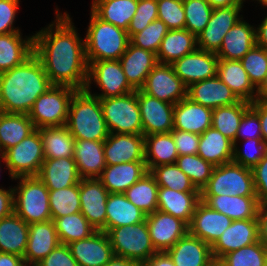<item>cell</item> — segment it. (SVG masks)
<instances>
[{"label": "cell", "mask_w": 267, "mask_h": 266, "mask_svg": "<svg viewBox=\"0 0 267 266\" xmlns=\"http://www.w3.org/2000/svg\"><path fill=\"white\" fill-rule=\"evenodd\" d=\"M146 216L124 193H109L106 201V233L111 228L143 222Z\"/></svg>", "instance_id": "obj_35"}, {"label": "cell", "mask_w": 267, "mask_h": 266, "mask_svg": "<svg viewBox=\"0 0 267 266\" xmlns=\"http://www.w3.org/2000/svg\"><path fill=\"white\" fill-rule=\"evenodd\" d=\"M66 127L74 139L105 141L110 134L100 99L85 89L74 93Z\"/></svg>", "instance_id": "obj_3"}, {"label": "cell", "mask_w": 267, "mask_h": 266, "mask_svg": "<svg viewBox=\"0 0 267 266\" xmlns=\"http://www.w3.org/2000/svg\"><path fill=\"white\" fill-rule=\"evenodd\" d=\"M106 165L145 162L143 134L110 133L104 141Z\"/></svg>", "instance_id": "obj_19"}, {"label": "cell", "mask_w": 267, "mask_h": 266, "mask_svg": "<svg viewBox=\"0 0 267 266\" xmlns=\"http://www.w3.org/2000/svg\"><path fill=\"white\" fill-rule=\"evenodd\" d=\"M5 165L11 178L37 176L45 160L42 140L35 129L20 143L9 148L5 153Z\"/></svg>", "instance_id": "obj_10"}, {"label": "cell", "mask_w": 267, "mask_h": 266, "mask_svg": "<svg viewBox=\"0 0 267 266\" xmlns=\"http://www.w3.org/2000/svg\"><path fill=\"white\" fill-rule=\"evenodd\" d=\"M251 103L240 100L236 104L212 109V127L220 131L235 145V138L244 113Z\"/></svg>", "instance_id": "obj_43"}, {"label": "cell", "mask_w": 267, "mask_h": 266, "mask_svg": "<svg viewBox=\"0 0 267 266\" xmlns=\"http://www.w3.org/2000/svg\"><path fill=\"white\" fill-rule=\"evenodd\" d=\"M55 12L54 22L33 35L34 54L53 85L84 90L88 76L85 40L79 36L69 14L58 9Z\"/></svg>", "instance_id": "obj_1"}, {"label": "cell", "mask_w": 267, "mask_h": 266, "mask_svg": "<svg viewBox=\"0 0 267 266\" xmlns=\"http://www.w3.org/2000/svg\"><path fill=\"white\" fill-rule=\"evenodd\" d=\"M157 196V210L173 215L188 225L192 220L197 204L201 201L200 192H181L160 186Z\"/></svg>", "instance_id": "obj_32"}, {"label": "cell", "mask_w": 267, "mask_h": 266, "mask_svg": "<svg viewBox=\"0 0 267 266\" xmlns=\"http://www.w3.org/2000/svg\"><path fill=\"white\" fill-rule=\"evenodd\" d=\"M146 224L157 252L167 251L189 232L185 221L160 210L147 215Z\"/></svg>", "instance_id": "obj_18"}, {"label": "cell", "mask_w": 267, "mask_h": 266, "mask_svg": "<svg viewBox=\"0 0 267 266\" xmlns=\"http://www.w3.org/2000/svg\"><path fill=\"white\" fill-rule=\"evenodd\" d=\"M14 213V188L0 187V220Z\"/></svg>", "instance_id": "obj_61"}, {"label": "cell", "mask_w": 267, "mask_h": 266, "mask_svg": "<svg viewBox=\"0 0 267 266\" xmlns=\"http://www.w3.org/2000/svg\"><path fill=\"white\" fill-rule=\"evenodd\" d=\"M20 0H0V35L21 32L14 27Z\"/></svg>", "instance_id": "obj_57"}, {"label": "cell", "mask_w": 267, "mask_h": 266, "mask_svg": "<svg viewBox=\"0 0 267 266\" xmlns=\"http://www.w3.org/2000/svg\"><path fill=\"white\" fill-rule=\"evenodd\" d=\"M166 252L175 266H210L215 262L211 246L189 232Z\"/></svg>", "instance_id": "obj_24"}, {"label": "cell", "mask_w": 267, "mask_h": 266, "mask_svg": "<svg viewBox=\"0 0 267 266\" xmlns=\"http://www.w3.org/2000/svg\"><path fill=\"white\" fill-rule=\"evenodd\" d=\"M34 130L29 115L0 111V152L4 154Z\"/></svg>", "instance_id": "obj_41"}, {"label": "cell", "mask_w": 267, "mask_h": 266, "mask_svg": "<svg viewBox=\"0 0 267 266\" xmlns=\"http://www.w3.org/2000/svg\"><path fill=\"white\" fill-rule=\"evenodd\" d=\"M0 266H26L23 257L0 252Z\"/></svg>", "instance_id": "obj_65"}, {"label": "cell", "mask_w": 267, "mask_h": 266, "mask_svg": "<svg viewBox=\"0 0 267 266\" xmlns=\"http://www.w3.org/2000/svg\"><path fill=\"white\" fill-rule=\"evenodd\" d=\"M240 62L250 82L257 89L267 75V49L255 44Z\"/></svg>", "instance_id": "obj_51"}, {"label": "cell", "mask_w": 267, "mask_h": 266, "mask_svg": "<svg viewBox=\"0 0 267 266\" xmlns=\"http://www.w3.org/2000/svg\"><path fill=\"white\" fill-rule=\"evenodd\" d=\"M258 219L260 241L267 245V203L260 206Z\"/></svg>", "instance_id": "obj_64"}, {"label": "cell", "mask_w": 267, "mask_h": 266, "mask_svg": "<svg viewBox=\"0 0 267 266\" xmlns=\"http://www.w3.org/2000/svg\"><path fill=\"white\" fill-rule=\"evenodd\" d=\"M144 264L146 266H175L166 251L154 253Z\"/></svg>", "instance_id": "obj_63"}, {"label": "cell", "mask_w": 267, "mask_h": 266, "mask_svg": "<svg viewBox=\"0 0 267 266\" xmlns=\"http://www.w3.org/2000/svg\"><path fill=\"white\" fill-rule=\"evenodd\" d=\"M110 133L143 134L137 90L111 98H99Z\"/></svg>", "instance_id": "obj_7"}, {"label": "cell", "mask_w": 267, "mask_h": 266, "mask_svg": "<svg viewBox=\"0 0 267 266\" xmlns=\"http://www.w3.org/2000/svg\"><path fill=\"white\" fill-rule=\"evenodd\" d=\"M29 237V224L17 214L0 220V252L24 257Z\"/></svg>", "instance_id": "obj_38"}, {"label": "cell", "mask_w": 267, "mask_h": 266, "mask_svg": "<svg viewBox=\"0 0 267 266\" xmlns=\"http://www.w3.org/2000/svg\"><path fill=\"white\" fill-rule=\"evenodd\" d=\"M141 90L174 105L187 97V87L175 74L171 64L158 63L148 74Z\"/></svg>", "instance_id": "obj_12"}, {"label": "cell", "mask_w": 267, "mask_h": 266, "mask_svg": "<svg viewBox=\"0 0 267 266\" xmlns=\"http://www.w3.org/2000/svg\"><path fill=\"white\" fill-rule=\"evenodd\" d=\"M256 45L267 49V16L255 27Z\"/></svg>", "instance_id": "obj_66"}, {"label": "cell", "mask_w": 267, "mask_h": 266, "mask_svg": "<svg viewBox=\"0 0 267 266\" xmlns=\"http://www.w3.org/2000/svg\"><path fill=\"white\" fill-rule=\"evenodd\" d=\"M218 262L222 266H267V245L259 240L227 253Z\"/></svg>", "instance_id": "obj_47"}, {"label": "cell", "mask_w": 267, "mask_h": 266, "mask_svg": "<svg viewBox=\"0 0 267 266\" xmlns=\"http://www.w3.org/2000/svg\"><path fill=\"white\" fill-rule=\"evenodd\" d=\"M187 98L211 109L230 106L240 101L217 75L187 87Z\"/></svg>", "instance_id": "obj_22"}, {"label": "cell", "mask_w": 267, "mask_h": 266, "mask_svg": "<svg viewBox=\"0 0 267 266\" xmlns=\"http://www.w3.org/2000/svg\"><path fill=\"white\" fill-rule=\"evenodd\" d=\"M119 61L129 84L135 90L143 87L148 74L158 64L155 53L132 45L130 42Z\"/></svg>", "instance_id": "obj_26"}, {"label": "cell", "mask_w": 267, "mask_h": 266, "mask_svg": "<svg viewBox=\"0 0 267 266\" xmlns=\"http://www.w3.org/2000/svg\"><path fill=\"white\" fill-rule=\"evenodd\" d=\"M258 101H267V75L264 81L256 89V98Z\"/></svg>", "instance_id": "obj_69"}, {"label": "cell", "mask_w": 267, "mask_h": 266, "mask_svg": "<svg viewBox=\"0 0 267 266\" xmlns=\"http://www.w3.org/2000/svg\"><path fill=\"white\" fill-rule=\"evenodd\" d=\"M139 264L125 257L114 255L104 266H138Z\"/></svg>", "instance_id": "obj_67"}, {"label": "cell", "mask_w": 267, "mask_h": 266, "mask_svg": "<svg viewBox=\"0 0 267 266\" xmlns=\"http://www.w3.org/2000/svg\"><path fill=\"white\" fill-rule=\"evenodd\" d=\"M176 164L190 178L195 188L200 192L207 185L215 167L198 154L179 156Z\"/></svg>", "instance_id": "obj_49"}, {"label": "cell", "mask_w": 267, "mask_h": 266, "mask_svg": "<svg viewBox=\"0 0 267 266\" xmlns=\"http://www.w3.org/2000/svg\"><path fill=\"white\" fill-rule=\"evenodd\" d=\"M37 177L48 190L64 189L81 180L73 157L45 159Z\"/></svg>", "instance_id": "obj_28"}, {"label": "cell", "mask_w": 267, "mask_h": 266, "mask_svg": "<svg viewBox=\"0 0 267 266\" xmlns=\"http://www.w3.org/2000/svg\"><path fill=\"white\" fill-rule=\"evenodd\" d=\"M158 184L155 177L146 173L140 180L128 188L124 194L126 198L146 215L157 211L158 207Z\"/></svg>", "instance_id": "obj_44"}, {"label": "cell", "mask_w": 267, "mask_h": 266, "mask_svg": "<svg viewBox=\"0 0 267 266\" xmlns=\"http://www.w3.org/2000/svg\"><path fill=\"white\" fill-rule=\"evenodd\" d=\"M185 12V29L198 35L207 26L213 8L206 0H183Z\"/></svg>", "instance_id": "obj_50"}, {"label": "cell", "mask_w": 267, "mask_h": 266, "mask_svg": "<svg viewBox=\"0 0 267 266\" xmlns=\"http://www.w3.org/2000/svg\"><path fill=\"white\" fill-rule=\"evenodd\" d=\"M49 205L52 220L80 212L79 183L64 189L49 190Z\"/></svg>", "instance_id": "obj_46"}, {"label": "cell", "mask_w": 267, "mask_h": 266, "mask_svg": "<svg viewBox=\"0 0 267 266\" xmlns=\"http://www.w3.org/2000/svg\"><path fill=\"white\" fill-rule=\"evenodd\" d=\"M260 240L259 219L233 220L222 235L211 246L214 261L227 253L251 245Z\"/></svg>", "instance_id": "obj_13"}, {"label": "cell", "mask_w": 267, "mask_h": 266, "mask_svg": "<svg viewBox=\"0 0 267 266\" xmlns=\"http://www.w3.org/2000/svg\"><path fill=\"white\" fill-rule=\"evenodd\" d=\"M242 7L214 8L207 26L197 35L198 48L217 53L226 33L242 18Z\"/></svg>", "instance_id": "obj_15"}, {"label": "cell", "mask_w": 267, "mask_h": 266, "mask_svg": "<svg viewBox=\"0 0 267 266\" xmlns=\"http://www.w3.org/2000/svg\"><path fill=\"white\" fill-rule=\"evenodd\" d=\"M150 173L155 177L160 187L181 192H200L176 163L156 166Z\"/></svg>", "instance_id": "obj_48"}, {"label": "cell", "mask_w": 267, "mask_h": 266, "mask_svg": "<svg viewBox=\"0 0 267 266\" xmlns=\"http://www.w3.org/2000/svg\"><path fill=\"white\" fill-rule=\"evenodd\" d=\"M0 159L3 160V163H6L5 162V155L3 153L0 152ZM0 164H1V161H0ZM1 166V165H0Z\"/></svg>", "instance_id": "obj_71"}, {"label": "cell", "mask_w": 267, "mask_h": 266, "mask_svg": "<svg viewBox=\"0 0 267 266\" xmlns=\"http://www.w3.org/2000/svg\"><path fill=\"white\" fill-rule=\"evenodd\" d=\"M158 19L157 0H138L137 10L129 24L127 33L129 38L141 32L151 22Z\"/></svg>", "instance_id": "obj_55"}, {"label": "cell", "mask_w": 267, "mask_h": 266, "mask_svg": "<svg viewBox=\"0 0 267 266\" xmlns=\"http://www.w3.org/2000/svg\"><path fill=\"white\" fill-rule=\"evenodd\" d=\"M212 125V109L182 99L174 105L173 130H182L201 135Z\"/></svg>", "instance_id": "obj_27"}, {"label": "cell", "mask_w": 267, "mask_h": 266, "mask_svg": "<svg viewBox=\"0 0 267 266\" xmlns=\"http://www.w3.org/2000/svg\"><path fill=\"white\" fill-rule=\"evenodd\" d=\"M260 5L267 7V0H256Z\"/></svg>", "instance_id": "obj_70"}, {"label": "cell", "mask_w": 267, "mask_h": 266, "mask_svg": "<svg viewBox=\"0 0 267 266\" xmlns=\"http://www.w3.org/2000/svg\"><path fill=\"white\" fill-rule=\"evenodd\" d=\"M52 85L33 53L22 64L0 73V111L28 115L38 97Z\"/></svg>", "instance_id": "obj_2"}, {"label": "cell", "mask_w": 267, "mask_h": 266, "mask_svg": "<svg viewBox=\"0 0 267 266\" xmlns=\"http://www.w3.org/2000/svg\"><path fill=\"white\" fill-rule=\"evenodd\" d=\"M197 48V36L187 29L168 30L156 54L158 63L172 64Z\"/></svg>", "instance_id": "obj_37"}, {"label": "cell", "mask_w": 267, "mask_h": 266, "mask_svg": "<svg viewBox=\"0 0 267 266\" xmlns=\"http://www.w3.org/2000/svg\"><path fill=\"white\" fill-rule=\"evenodd\" d=\"M107 235L116 256L144 264L155 250L146 220L134 225L111 228Z\"/></svg>", "instance_id": "obj_9"}, {"label": "cell", "mask_w": 267, "mask_h": 266, "mask_svg": "<svg viewBox=\"0 0 267 266\" xmlns=\"http://www.w3.org/2000/svg\"><path fill=\"white\" fill-rule=\"evenodd\" d=\"M166 24L161 20H155L141 32L133 34L129 40L132 45L157 54L160 44L168 32Z\"/></svg>", "instance_id": "obj_52"}, {"label": "cell", "mask_w": 267, "mask_h": 266, "mask_svg": "<svg viewBox=\"0 0 267 266\" xmlns=\"http://www.w3.org/2000/svg\"><path fill=\"white\" fill-rule=\"evenodd\" d=\"M251 108L258 114L260 124L262 140L267 146V101L255 100L251 103Z\"/></svg>", "instance_id": "obj_62"}, {"label": "cell", "mask_w": 267, "mask_h": 266, "mask_svg": "<svg viewBox=\"0 0 267 266\" xmlns=\"http://www.w3.org/2000/svg\"><path fill=\"white\" fill-rule=\"evenodd\" d=\"M201 201L232 220L258 219L256 196L201 195Z\"/></svg>", "instance_id": "obj_25"}, {"label": "cell", "mask_w": 267, "mask_h": 266, "mask_svg": "<svg viewBox=\"0 0 267 266\" xmlns=\"http://www.w3.org/2000/svg\"><path fill=\"white\" fill-rule=\"evenodd\" d=\"M210 6L214 8L231 7V6H244L238 0H206Z\"/></svg>", "instance_id": "obj_68"}, {"label": "cell", "mask_w": 267, "mask_h": 266, "mask_svg": "<svg viewBox=\"0 0 267 266\" xmlns=\"http://www.w3.org/2000/svg\"><path fill=\"white\" fill-rule=\"evenodd\" d=\"M60 244L89 238L97 230L81 212L53 219Z\"/></svg>", "instance_id": "obj_45"}, {"label": "cell", "mask_w": 267, "mask_h": 266, "mask_svg": "<svg viewBox=\"0 0 267 266\" xmlns=\"http://www.w3.org/2000/svg\"><path fill=\"white\" fill-rule=\"evenodd\" d=\"M45 159L74 156L75 139L66 125L39 128Z\"/></svg>", "instance_id": "obj_42"}, {"label": "cell", "mask_w": 267, "mask_h": 266, "mask_svg": "<svg viewBox=\"0 0 267 266\" xmlns=\"http://www.w3.org/2000/svg\"><path fill=\"white\" fill-rule=\"evenodd\" d=\"M171 133L179 156L198 154L200 135L182 130H172Z\"/></svg>", "instance_id": "obj_59"}, {"label": "cell", "mask_w": 267, "mask_h": 266, "mask_svg": "<svg viewBox=\"0 0 267 266\" xmlns=\"http://www.w3.org/2000/svg\"><path fill=\"white\" fill-rule=\"evenodd\" d=\"M60 244L53 220L29 224V237L24 254L26 266H36Z\"/></svg>", "instance_id": "obj_23"}, {"label": "cell", "mask_w": 267, "mask_h": 266, "mask_svg": "<svg viewBox=\"0 0 267 266\" xmlns=\"http://www.w3.org/2000/svg\"><path fill=\"white\" fill-rule=\"evenodd\" d=\"M244 142L246 145L243 151L234 145L232 161L252 169L267 154V146L262 138L246 139Z\"/></svg>", "instance_id": "obj_53"}, {"label": "cell", "mask_w": 267, "mask_h": 266, "mask_svg": "<svg viewBox=\"0 0 267 266\" xmlns=\"http://www.w3.org/2000/svg\"><path fill=\"white\" fill-rule=\"evenodd\" d=\"M254 187L259 205L267 203V154L252 168Z\"/></svg>", "instance_id": "obj_60"}, {"label": "cell", "mask_w": 267, "mask_h": 266, "mask_svg": "<svg viewBox=\"0 0 267 266\" xmlns=\"http://www.w3.org/2000/svg\"><path fill=\"white\" fill-rule=\"evenodd\" d=\"M90 22L85 36L87 63L119 60L130 42L127 31L105 22L90 12Z\"/></svg>", "instance_id": "obj_4"}, {"label": "cell", "mask_w": 267, "mask_h": 266, "mask_svg": "<svg viewBox=\"0 0 267 266\" xmlns=\"http://www.w3.org/2000/svg\"><path fill=\"white\" fill-rule=\"evenodd\" d=\"M200 195L256 196L252 169L233 161L216 166Z\"/></svg>", "instance_id": "obj_8"}, {"label": "cell", "mask_w": 267, "mask_h": 266, "mask_svg": "<svg viewBox=\"0 0 267 266\" xmlns=\"http://www.w3.org/2000/svg\"><path fill=\"white\" fill-rule=\"evenodd\" d=\"M79 266H104L115 254L106 232L96 231L89 238L68 244Z\"/></svg>", "instance_id": "obj_21"}, {"label": "cell", "mask_w": 267, "mask_h": 266, "mask_svg": "<svg viewBox=\"0 0 267 266\" xmlns=\"http://www.w3.org/2000/svg\"><path fill=\"white\" fill-rule=\"evenodd\" d=\"M36 266H79L68 245L59 244Z\"/></svg>", "instance_id": "obj_58"}, {"label": "cell", "mask_w": 267, "mask_h": 266, "mask_svg": "<svg viewBox=\"0 0 267 266\" xmlns=\"http://www.w3.org/2000/svg\"><path fill=\"white\" fill-rule=\"evenodd\" d=\"M239 1V3L240 4H242L243 5V2L245 1V0H238ZM254 1V0H253ZM256 1V0H255Z\"/></svg>", "instance_id": "obj_73"}, {"label": "cell", "mask_w": 267, "mask_h": 266, "mask_svg": "<svg viewBox=\"0 0 267 266\" xmlns=\"http://www.w3.org/2000/svg\"><path fill=\"white\" fill-rule=\"evenodd\" d=\"M34 53V36L22 38L21 32L0 35V73L22 64Z\"/></svg>", "instance_id": "obj_34"}, {"label": "cell", "mask_w": 267, "mask_h": 266, "mask_svg": "<svg viewBox=\"0 0 267 266\" xmlns=\"http://www.w3.org/2000/svg\"><path fill=\"white\" fill-rule=\"evenodd\" d=\"M217 76L232 90L239 100L249 103L255 101L256 88L250 82L240 60L218 59Z\"/></svg>", "instance_id": "obj_33"}, {"label": "cell", "mask_w": 267, "mask_h": 266, "mask_svg": "<svg viewBox=\"0 0 267 266\" xmlns=\"http://www.w3.org/2000/svg\"><path fill=\"white\" fill-rule=\"evenodd\" d=\"M92 80L102 93L92 94L98 98L118 97L136 91L128 82L119 60L93 61L88 64L85 90H90Z\"/></svg>", "instance_id": "obj_11"}, {"label": "cell", "mask_w": 267, "mask_h": 266, "mask_svg": "<svg viewBox=\"0 0 267 266\" xmlns=\"http://www.w3.org/2000/svg\"><path fill=\"white\" fill-rule=\"evenodd\" d=\"M233 150V142L212 126L200 135L198 155L215 167L232 162Z\"/></svg>", "instance_id": "obj_36"}, {"label": "cell", "mask_w": 267, "mask_h": 266, "mask_svg": "<svg viewBox=\"0 0 267 266\" xmlns=\"http://www.w3.org/2000/svg\"><path fill=\"white\" fill-rule=\"evenodd\" d=\"M255 44V28L243 20L242 17L226 33L216 55L219 59L241 60Z\"/></svg>", "instance_id": "obj_31"}, {"label": "cell", "mask_w": 267, "mask_h": 266, "mask_svg": "<svg viewBox=\"0 0 267 266\" xmlns=\"http://www.w3.org/2000/svg\"><path fill=\"white\" fill-rule=\"evenodd\" d=\"M158 20L163 21L169 30L185 29L183 0H157Z\"/></svg>", "instance_id": "obj_54"}, {"label": "cell", "mask_w": 267, "mask_h": 266, "mask_svg": "<svg viewBox=\"0 0 267 266\" xmlns=\"http://www.w3.org/2000/svg\"><path fill=\"white\" fill-rule=\"evenodd\" d=\"M262 138L261 124L258 114L250 107L243 115L235 138V145L238 140Z\"/></svg>", "instance_id": "obj_56"}, {"label": "cell", "mask_w": 267, "mask_h": 266, "mask_svg": "<svg viewBox=\"0 0 267 266\" xmlns=\"http://www.w3.org/2000/svg\"><path fill=\"white\" fill-rule=\"evenodd\" d=\"M80 212L97 230L106 232V201L108 190L98 178L81 179L79 182Z\"/></svg>", "instance_id": "obj_16"}, {"label": "cell", "mask_w": 267, "mask_h": 266, "mask_svg": "<svg viewBox=\"0 0 267 266\" xmlns=\"http://www.w3.org/2000/svg\"><path fill=\"white\" fill-rule=\"evenodd\" d=\"M218 57L216 53L197 48L174 61L171 66L186 87L213 78L217 75Z\"/></svg>", "instance_id": "obj_17"}, {"label": "cell", "mask_w": 267, "mask_h": 266, "mask_svg": "<svg viewBox=\"0 0 267 266\" xmlns=\"http://www.w3.org/2000/svg\"><path fill=\"white\" fill-rule=\"evenodd\" d=\"M73 158L81 179L99 178L106 166L104 141L75 139Z\"/></svg>", "instance_id": "obj_29"}, {"label": "cell", "mask_w": 267, "mask_h": 266, "mask_svg": "<svg viewBox=\"0 0 267 266\" xmlns=\"http://www.w3.org/2000/svg\"><path fill=\"white\" fill-rule=\"evenodd\" d=\"M76 91L70 86L52 85L41 94L28 114L35 129L66 125L70 102Z\"/></svg>", "instance_id": "obj_6"}, {"label": "cell", "mask_w": 267, "mask_h": 266, "mask_svg": "<svg viewBox=\"0 0 267 266\" xmlns=\"http://www.w3.org/2000/svg\"><path fill=\"white\" fill-rule=\"evenodd\" d=\"M143 135L168 133L173 130L174 104L137 90Z\"/></svg>", "instance_id": "obj_14"}, {"label": "cell", "mask_w": 267, "mask_h": 266, "mask_svg": "<svg viewBox=\"0 0 267 266\" xmlns=\"http://www.w3.org/2000/svg\"><path fill=\"white\" fill-rule=\"evenodd\" d=\"M210 266H222V265L218 261H215Z\"/></svg>", "instance_id": "obj_72"}, {"label": "cell", "mask_w": 267, "mask_h": 266, "mask_svg": "<svg viewBox=\"0 0 267 266\" xmlns=\"http://www.w3.org/2000/svg\"><path fill=\"white\" fill-rule=\"evenodd\" d=\"M137 4L138 0H93L91 11L103 21L127 31Z\"/></svg>", "instance_id": "obj_40"}, {"label": "cell", "mask_w": 267, "mask_h": 266, "mask_svg": "<svg viewBox=\"0 0 267 266\" xmlns=\"http://www.w3.org/2000/svg\"><path fill=\"white\" fill-rule=\"evenodd\" d=\"M232 221L223 213L211 209L203 201H200L188 225L189 233L212 246Z\"/></svg>", "instance_id": "obj_20"}, {"label": "cell", "mask_w": 267, "mask_h": 266, "mask_svg": "<svg viewBox=\"0 0 267 266\" xmlns=\"http://www.w3.org/2000/svg\"><path fill=\"white\" fill-rule=\"evenodd\" d=\"M144 150L148 172L159 165L176 163L179 157L171 132L144 136Z\"/></svg>", "instance_id": "obj_39"}, {"label": "cell", "mask_w": 267, "mask_h": 266, "mask_svg": "<svg viewBox=\"0 0 267 266\" xmlns=\"http://www.w3.org/2000/svg\"><path fill=\"white\" fill-rule=\"evenodd\" d=\"M146 173L145 162H123L106 165L98 179L109 193H124Z\"/></svg>", "instance_id": "obj_30"}, {"label": "cell", "mask_w": 267, "mask_h": 266, "mask_svg": "<svg viewBox=\"0 0 267 266\" xmlns=\"http://www.w3.org/2000/svg\"><path fill=\"white\" fill-rule=\"evenodd\" d=\"M14 187V213L27 224L51 219L49 190L37 176H20Z\"/></svg>", "instance_id": "obj_5"}]
</instances>
